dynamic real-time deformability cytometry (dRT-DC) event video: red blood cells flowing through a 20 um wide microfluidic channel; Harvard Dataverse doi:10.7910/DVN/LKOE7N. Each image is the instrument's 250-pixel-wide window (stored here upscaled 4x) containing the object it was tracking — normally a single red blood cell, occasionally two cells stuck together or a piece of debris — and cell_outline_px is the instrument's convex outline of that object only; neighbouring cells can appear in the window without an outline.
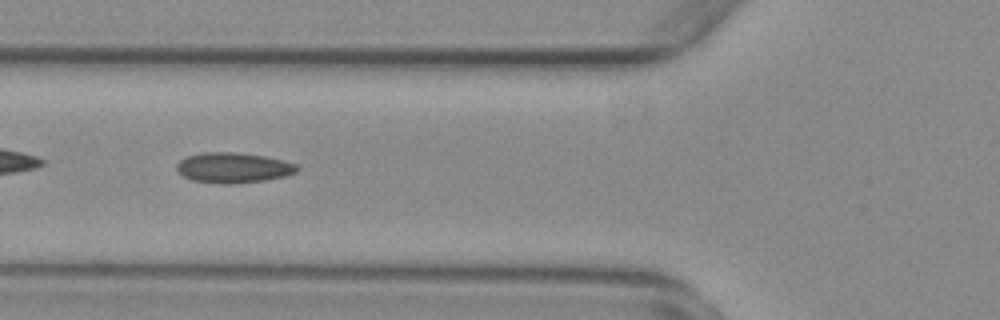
{"species": "common noctule bat (a hibernating species)", "species_latin": "Nyctalus noctula", "temperature_condition": "warm", "stored_images_in_passage": 40, "camera_frame_rate_fps": 3000, "um_per_image_px": 0.085, "animal": {"sex": "female", "body_mass_g": 29.2, "forearm_length_mm": 56.3}, "frame": {"image": 1, "passage_image": 5, "time_ms": 1.333, "image_size_px": [1000, 320], "cell_outline_px": [[300, 168], [296, 172], [284, 176], [264, 180], [228, 184], [224, 184], [192, 180], [184, 176], [176, 168], [176, 164], [184, 156], [200, 152], [236, 152], [264, 156], [284, 160], [296, 164]], "centroid_in_image_um": [19.81, 14.24], "position_along_channel_um": 106.0, "area_um2": 21.27}}
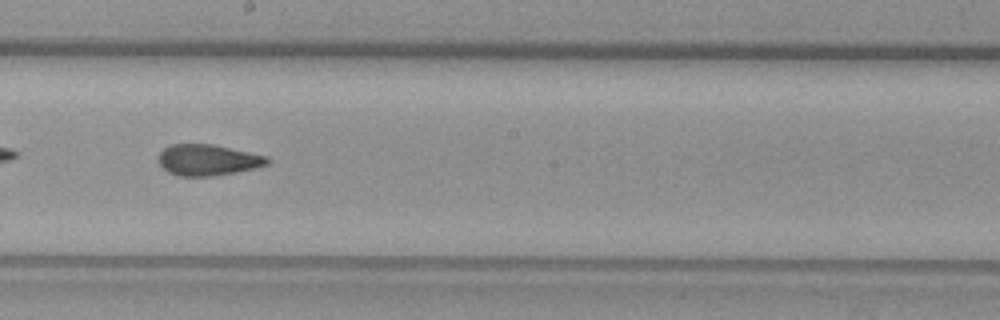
{"frame": {"image": 2, "passage_image": 15, "time_ms": 4.667, "image_size_px": [1000, 320], "cell_outline_px": [[272, 160], [268, 164], [256, 168], [236, 172], [208, 176], [176, 176], [168, 172], [160, 164], [160, 152], [164, 148], [172, 144], [212, 144], [268, 156]], "centroid_in_image_um": [17.7, 13.6], "position_along_channel_um": 230.5, "area_um2": 19.65}}
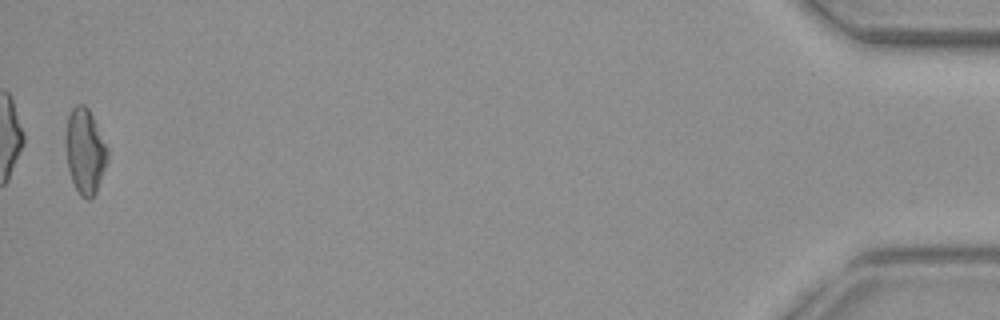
{"frame": {"image": 3, "passage_image": 39, "time_ms": 12.667, "image_size_px": [1000, 320], "cell_outline_px": [[108, 156], [96, 192], [88, 200], [80, 196], [72, 180], [68, 168], [64, 144], [64, 136], [68, 116], [72, 108], [76, 104], [84, 104], [88, 108], [108, 148]], "centroid_in_image_um": [7.19, 12.82], "position_along_channel_um": 428.0, "area_um2": 20.75}, "authors_computed_cell_mechanics": {"area_um2": 19.9988, "velocity_mm_per_s": 3.7339, "shape_relaxation_time_tau1_ms": null, "shape_relaxation_time_tau2_ms": 1.8654, "deformation_change_tau1": null, "deformation_change_tau2": 0.083}}